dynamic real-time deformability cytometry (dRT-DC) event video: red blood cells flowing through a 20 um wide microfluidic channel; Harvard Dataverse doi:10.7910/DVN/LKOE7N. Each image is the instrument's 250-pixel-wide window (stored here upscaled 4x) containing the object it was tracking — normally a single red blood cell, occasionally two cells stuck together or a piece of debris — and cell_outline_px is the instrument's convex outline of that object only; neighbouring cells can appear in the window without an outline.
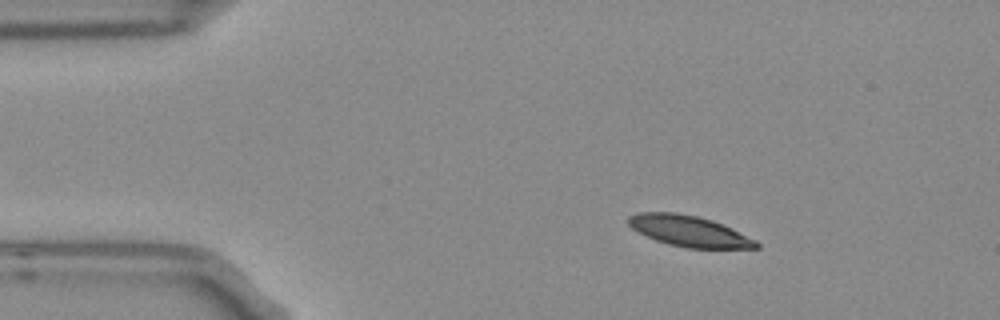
{"species": "Egyptian fruit bat (a non-hibernating species)", "species_latin": "Rousettus aegyptiacus", "temperature_condition": "room temperature", "stored_images_in_passage": 4, "camera_frame_rate_fps": 3000, "um_per_image_px": 0.085, "frame": {"image": 1, "passage_image": 2, "time_ms": 0.333, "image_size_px": [1000, 320], "cell_outline_px": [[760, 248], [688, 248], [668, 244], [656, 240], [632, 228], [628, 224], [628, 216], [636, 212], [676, 212], [696, 216], [712, 220], [732, 228], [756, 240], [760, 244]], "centroid_in_image_um": [58.58, 19.64], "position_along_channel_um": 26.4, "area_um2": 22.95}}
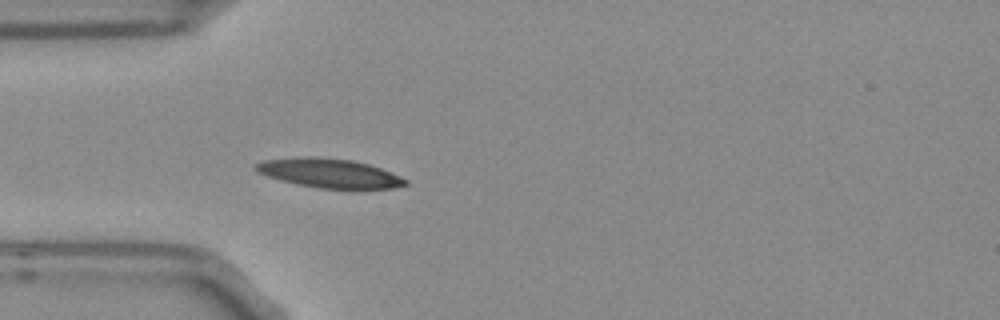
{"frame": {"image": 2, "passage_image": 4, "time_ms": 1.0, "image_size_px": [1000, 320], "cell_outline_px": [[408, 184], [392, 188], [320, 188], [296, 184], [268, 176], [260, 172], [256, 168], [256, 164], [264, 160], [296, 156], [312, 156], [352, 160], [368, 164], [380, 168], [408, 180]], "centroid_in_image_um": [27.99, 14.7], "position_along_channel_um": 57.0, "area_um2": 25.03}}